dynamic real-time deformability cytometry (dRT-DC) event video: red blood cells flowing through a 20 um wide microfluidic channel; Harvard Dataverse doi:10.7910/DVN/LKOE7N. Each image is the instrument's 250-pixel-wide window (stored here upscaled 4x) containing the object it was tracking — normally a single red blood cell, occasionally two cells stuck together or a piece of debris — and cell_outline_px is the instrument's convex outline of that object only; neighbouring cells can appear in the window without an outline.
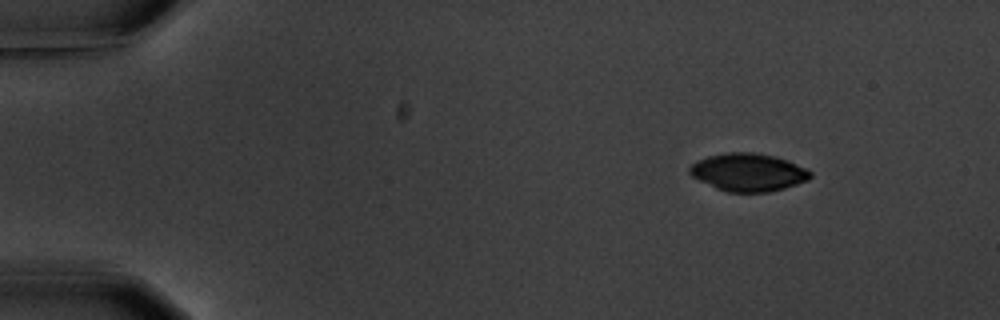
{"species": "common noctule bat (a hibernating species)", "species_latin": "Nyctalus noctula", "temperature_condition": "warm", "stored_images_in_passage": 5, "camera_frame_rate_fps": 3000, "um_per_image_px": 0.085, "animal": {"sex": "male", "body_mass_g": 20.1, "forearm_length_mm": 53.5}, "frame": {"image": 1, "passage_image": 1, "time_ms": 0.0, "image_size_px": [1000, 320], "cell_outline_px": [[812, 176], [808, 180], [784, 188], [768, 192], [728, 192], [716, 188], [692, 176], [688, 172], [688, 168], [696, 160], [708, 156], [724, 152], [752, 152], [776, 156], [788, 160], [808, 168], [812, 172]], "centroid_in_image_um": [63.62, 14.63], "position_along_channel_um": 21.4, "area_um2": 26.82}}
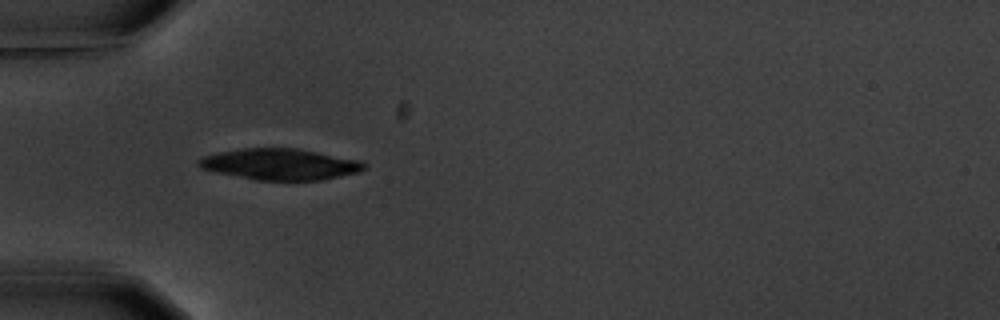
{"frame": {"image": 2, "passage_image": 4, "time_ms": 3.667, "image_size_px": [1000, 320], "cell_outline_px": [[368, 164], [364, 168], [356, 172], [320, 180], [256, 180], [216, 172], [200, 168], [196, 164], [196, 160], [204, 156], [216, 152], [244, 148], [296, 148], [360, 160]], "centroid_in_image_um": [23.75, 13.95], "position_along_channel_um": 61.3, "area_um2": 29.94}}